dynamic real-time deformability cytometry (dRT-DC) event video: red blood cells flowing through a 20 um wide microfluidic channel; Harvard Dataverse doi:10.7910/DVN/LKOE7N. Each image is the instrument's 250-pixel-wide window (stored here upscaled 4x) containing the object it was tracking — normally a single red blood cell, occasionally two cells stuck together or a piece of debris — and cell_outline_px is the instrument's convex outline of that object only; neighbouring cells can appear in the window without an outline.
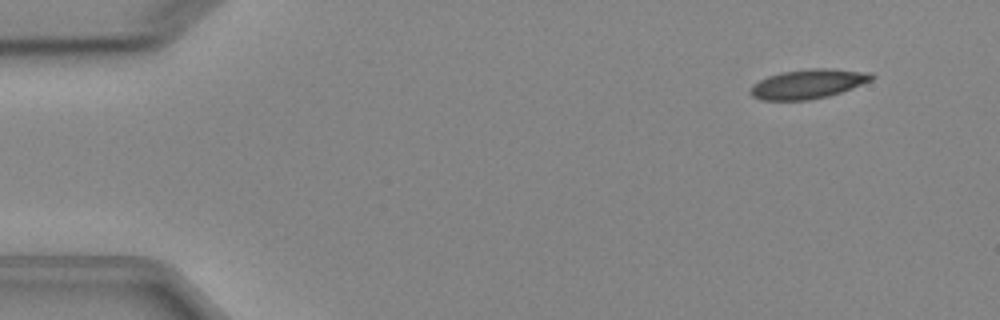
{"species": "Egyptian fruit bat (a non-hibernating species)", "species_latin": "Rousettus aegyptiacus", "temperature_condition": "cold", "stored_images_in_passage": 5, "camera_frame_rate_fps": 3000, "um_per_image_px": 0.085, "animal": {"sex": "female"}, "frame": {"image": 1, "passage_image": 2, "time_ms": 1.0, "image_size_px": [1000, 320], "cell_outline_px": [[876, 76], [872, 80], [852, 88], [828, 96], [808, 100], [760, 100], [752, 96], [748, 92], [752, 84], [768, 76], [780, 72], [812, 68], [832, 68], [872, 72]], "centroid_in_image_um": [68.69, 7.12], "position_along_channel_um": 16.3, "area_um2": 20.98}}